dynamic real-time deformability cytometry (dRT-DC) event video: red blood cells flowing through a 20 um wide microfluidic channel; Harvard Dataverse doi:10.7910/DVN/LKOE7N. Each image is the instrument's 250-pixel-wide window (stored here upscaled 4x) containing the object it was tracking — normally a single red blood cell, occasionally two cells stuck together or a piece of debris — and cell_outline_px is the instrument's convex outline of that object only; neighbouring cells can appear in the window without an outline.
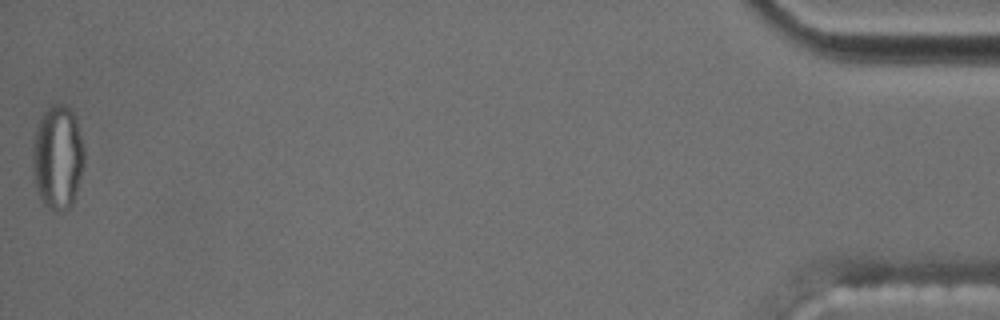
{"species": "common noctule bat (a hibernating species)", "species_latin": "Nyctalus noctula", "temperature_condition": "cold", "stored_images_in_passage": 58, "segment_of_instrument_passage": [2, 2], "camera_frame_rate_fps": 3000, "um_per_image_px": 0.085, "animal": {"sex": "male", "body_mass_g": 17.5, "forearm_length_mm": 52.3}, "frame": {"image": 1, "passage_image": 58, "time_ms": 19.0, "image_size_px": [1000, 320], "cell_outline_px": [[84, 160], [80, 176], [72, 204], [68, 208], [48, 208], [44, 204], [32, 180], [32, 140], [40, 120], [44, 112], [52, 104], [64, 104], [76, 116], [84, 148]], "centroid_in_image_um": [4.88, 13.33], "position_along_channel_um": 430.3, "area_um2": 31.15}}